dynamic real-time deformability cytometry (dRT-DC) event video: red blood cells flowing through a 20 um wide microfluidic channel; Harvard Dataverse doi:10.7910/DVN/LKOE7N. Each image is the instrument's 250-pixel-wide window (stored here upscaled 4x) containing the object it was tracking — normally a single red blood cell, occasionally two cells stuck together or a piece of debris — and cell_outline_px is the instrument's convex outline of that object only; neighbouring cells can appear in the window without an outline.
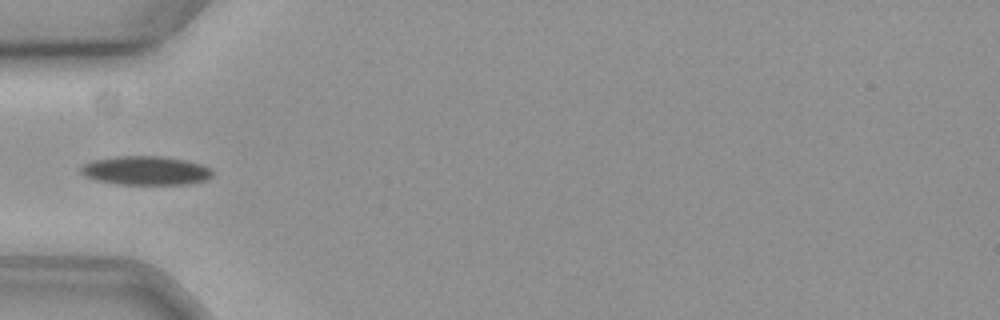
{"species": "common noctule bat (a hibernating species)", "species_latin": "Nyctalus noctula", "temperature_condition": "cold", "stored_images_in_passage": 40, "camera_frame_rate_fps": 3000, "um_per_image_px": 0.085, "animal": {"sex": "female", "body_mass_g": 19.3, "forearm_length_mm": 54.1}, "frame": {"image": 1, "passage_image": 1, "time_ms": 0.0, "image_size_px": [1000, 320], "cell_outline_px": [[212, 176], [208, 180], [188, 184], [116, 184], [96, 180], [84, 176], [80, 172], [80, 168], [84, 164], [92, 160], [120, 156], [160, 156], [184, 160], [200, 164], [208, 168], [212, 172]], "centroid_in_image_um": [12.36, 14.5], "position_along_channel_um": 72.6, "area_um2": 22.08}}
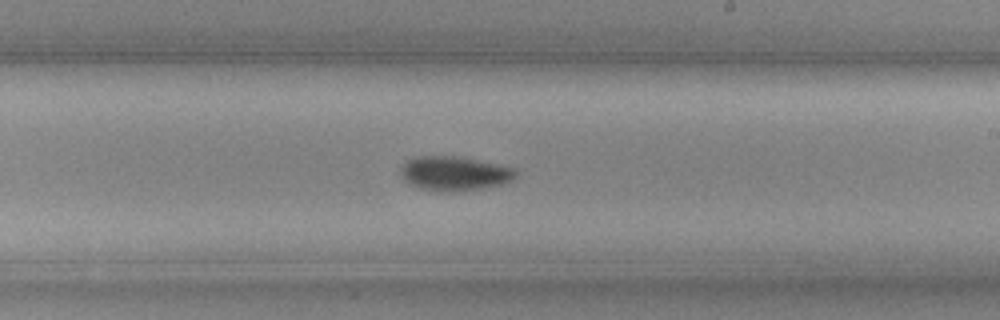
{"frame": {"image": 2, "passage_image": 16, "time_ms": 5.0, "image_size_px": [1000, 320], "cell_outline_px": [[516, 176], [512, 180], [504, 184], [480, 188], [448, 192], [420, 188], [408, 184], [400, 176], [400, 168], [408, 160], [416, 156], [456, 156], [500, 164], [516, 168]], "centroid_in_image_um": [38.62, 14.73], "position_along_channel_um": 250.4, "area_um2": 23.06}}
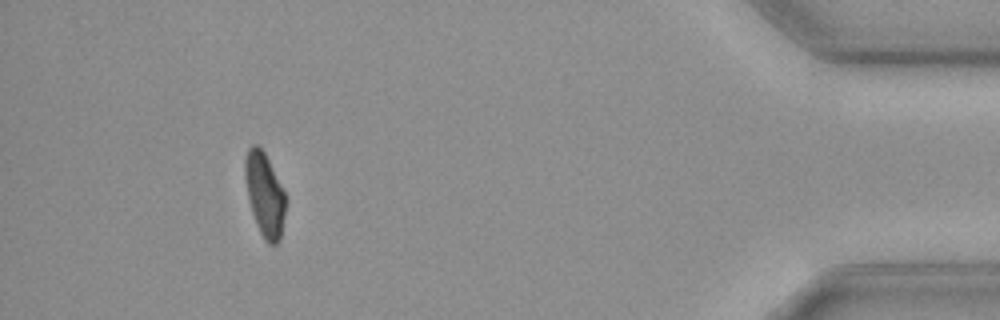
{"frame": {"image": 3, "passage_image": 35, "time_ms": 11.333, "image_size_px": [1000, 320], "cell_outline_px": [[284, 216], [280, 240], [276, 244], [268, 244], [264, 240], [256, 224], [248, 200], [244, 176], [244, 160], [248, 148], [252, 144], [256, 144], [264, 152], [284, 192]], "centroid_in_image_um": [22.45, 16.54], "position_along_channel_um": 412.7, "area_um2": 19.54}, "authors_computed_cell_mechanics": {"area_um2": 21.4727, "velocity_mm_per_s": 3.5714, "shape_relaxation_time_tau1_ms": 6.5682, "shape_relaxation_time_tau2_ms": null, "deformation_change_tau1": 0.1246, "deformation_change_tau2": null}}